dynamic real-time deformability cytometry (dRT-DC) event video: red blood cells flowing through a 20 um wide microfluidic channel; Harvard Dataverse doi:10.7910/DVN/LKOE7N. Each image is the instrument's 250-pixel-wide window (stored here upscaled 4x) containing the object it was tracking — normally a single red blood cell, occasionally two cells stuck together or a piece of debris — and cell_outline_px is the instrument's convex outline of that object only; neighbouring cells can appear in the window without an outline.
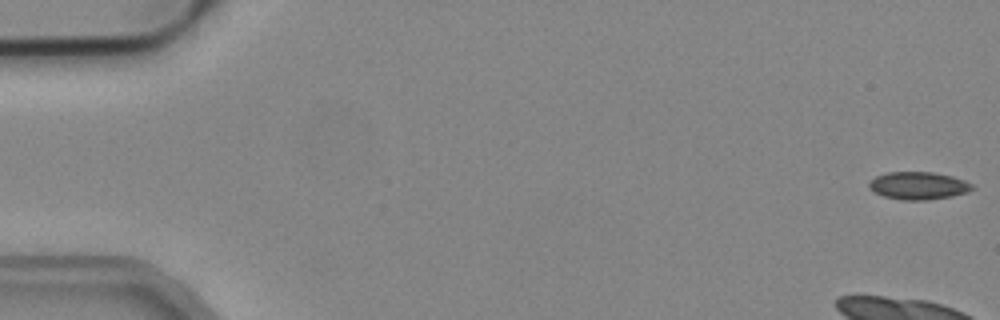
{"species": "common noctule bat (a hibernating species)", "species_latin": "Nyctalus noctula", "temperature_condition": "cold", "stored_images_in_passage": 17, "camera_frame_rate_fps": 3000, "um_per_image_px": 0.085, "animal": {"sex": "male", "body_mass_g": 19.2, "forearm_length_mm": 51.8}, "frame": {"image": 1, "passage_image": 1, "time_ms": 0.0, "image_size_px": [1000, 320], "cell_outline_px": [[972, 188], [968, 192], [952, 196], [928, 200], [900, 200], [884, 196], [868, 188], [868, 180], [876, 176], [888, 172], [932, 172], [952, 176], [964, 180], [972, 184]], "centroid_in_image_um": [78.03, 15.78], "position_along_channel_um": 7.0, "area_um2": 16.65}}